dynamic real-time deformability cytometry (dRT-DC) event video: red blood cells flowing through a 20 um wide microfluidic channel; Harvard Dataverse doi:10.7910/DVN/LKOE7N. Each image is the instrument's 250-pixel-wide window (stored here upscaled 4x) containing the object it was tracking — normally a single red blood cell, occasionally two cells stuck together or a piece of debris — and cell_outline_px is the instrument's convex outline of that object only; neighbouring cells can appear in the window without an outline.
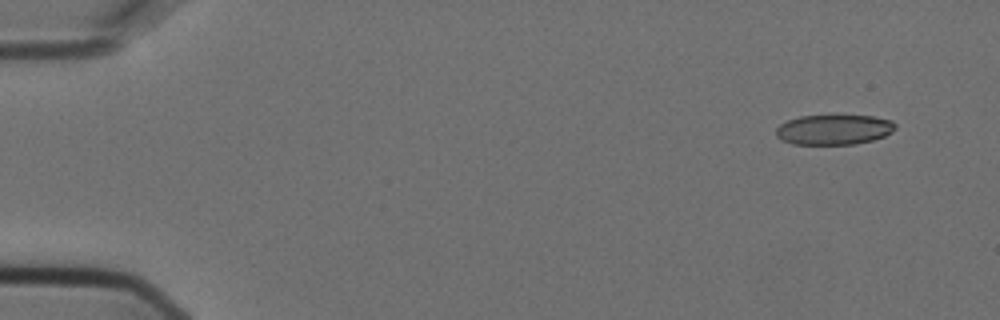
{"species": "Egyptian fruit bat (a non-hibernating species)", "species_latin": "Rousettus aegyptiacus", "temperature_condition": "cold", "stored_images_in_passage": 6, "camera_frame_rate_fps": 3000, "um_per_image_px": 0.085, "animal": {"sex": "female"}, "frame": {"image": 1, "passage_image": 1, "time_ms": 0.0, "image_size_px": [1000, 320], "cell_outline_px": [[896, 128], [892, 132], [884, 136], [872, 140], [856, 144], [792, 144], [776, 136], [776, 128], [780, 124], [788, 120], [800, 116], [872, 116], [892, 120], [896, 124]], "centroid_in_image_um": [70.9, 11.02], "position_along_channel_um": 14.1, "area_um2": 20.81}}
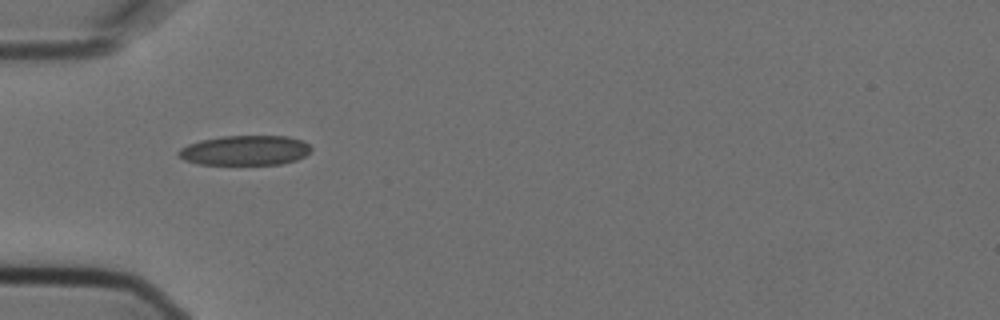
{"frame": {"image": 2, "passage_image": 5, "time_ms": 1.333, "image_size_px": [1000, 320], "cell_outline_px": [[312, 148], [304, 156], [296, 160], [280, 164], [196, 164], [184, 160], [176, 152], [180, 148], [188, 144], [200, 140], [224, 136], [288, 136], [300, 140], [308, 144]], "centroid_in_image_um": [20.8, 12.78], "position_along_channel_um": 64.2, "area_um2": 22.95}}
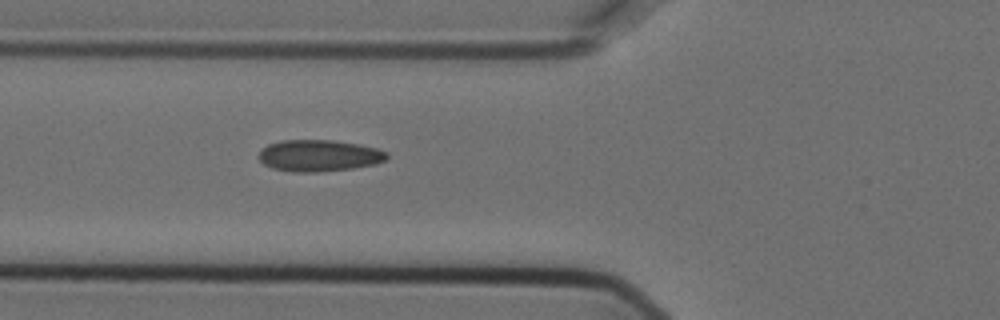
{"frame": {"image": 3, "passage_image": 6, "time_ms": 1.667, "image_size_px": [1000, 320], "cell_outline_px": [[388, 156], [384, 160], [376, 164], [352, 168], [316, 172], [292, 172], [272, 168], [264, 164], [256, 156], [268, 144], [280, 140], [332, 140], [360, 144], [376, 148], [388, 152]], "centroid_in_image_um": [27.1, 13.22], "position_along_channel_um": 98.7, "area_um2": 23.64}}